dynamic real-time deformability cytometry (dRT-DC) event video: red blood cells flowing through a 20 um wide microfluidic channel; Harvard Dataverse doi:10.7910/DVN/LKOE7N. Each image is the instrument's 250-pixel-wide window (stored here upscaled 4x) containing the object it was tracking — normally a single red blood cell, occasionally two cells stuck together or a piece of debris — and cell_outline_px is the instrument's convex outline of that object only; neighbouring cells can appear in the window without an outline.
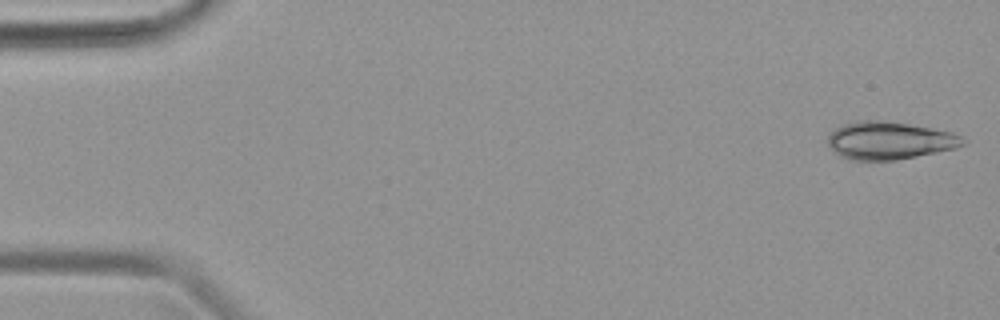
{"species": "common noctule bat (a hibernating species)", "species_latin": "Nyctalus noctula", "temperature_condition": "warm", "stored_images_in_passage": 46, "camera_frame_rate_fps": 3000, "um_per_image_px": 0.085, "animal": {"sex": "female", "body_mass_g": 19.9}, "frame": {"image": 1, "passage_image": 1, "time_ms": 0.0, "image_size_px": [1000, 320], "cell_outline_px": [[968, 140], [964, 144], [956, 148], [896, 160], [856, 160], [844, 156], [836, 152], [828, 144], [828, 132], [844, 124], [856, 120], [884, 120], [908, 124], [952, 132]], "centroid_in_image_um": [75.61, 11.93], "position_along_channel_um": 9.4, "area_um2": 29.48}}
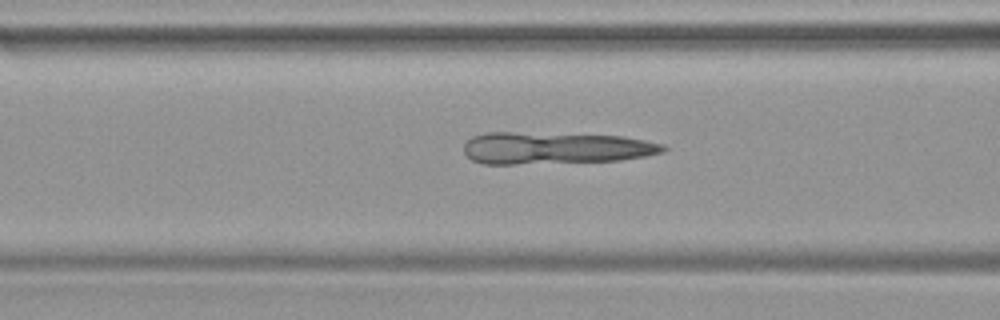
{"frame": {"image": 2, "passage_image": 18, "time_ms": 5.667, "image_size_px": [1000, 320], "cell_outline_px": [[668, 148], [664, 152], [644, 156], [620, 160], [516, 164], [484, 164], [472, 160], [464, 152], [464, 144], [472, 136], [484, 132], [512, 132], [624, 136], [664, 144]], "centroid_in_image_um": [47.18, 12.58], "position_along_channel_um": 119.4, "area_um2": 37.17}}
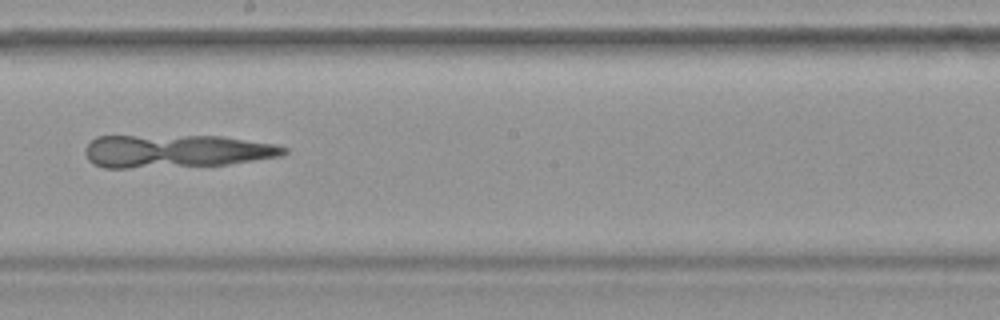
{"frame": {"image": 3, "passage_image": 26, "time_ms": 8.333, "image_size_px": [1000, 320], "cell_outline_px": [[288, 152], [280, 156], [228, 164], [128, 168], [104, 168], [88, 160], [84, 152], [84, 148], [96, 136], [220, 136], [276, 144], [288, 148]], "centroid_in_image_um": [14.96, 12.84], "position_along_channel_um": 233.2, "area_um2": 38.09}}